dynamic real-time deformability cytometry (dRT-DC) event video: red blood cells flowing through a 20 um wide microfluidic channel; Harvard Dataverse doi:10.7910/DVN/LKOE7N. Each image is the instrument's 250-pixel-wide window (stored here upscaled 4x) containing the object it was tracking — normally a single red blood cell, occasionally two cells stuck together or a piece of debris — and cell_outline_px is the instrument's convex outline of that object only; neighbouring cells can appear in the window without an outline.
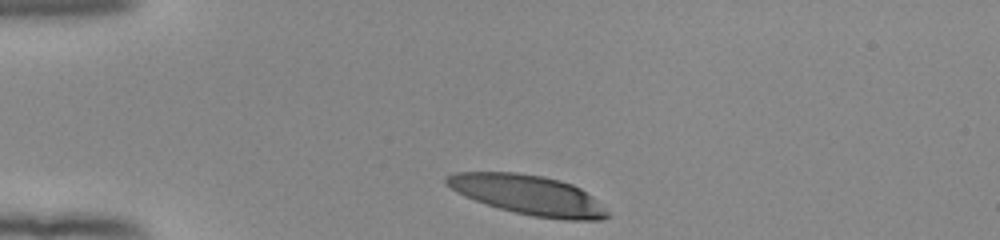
{"species": "human", "species_latin": "Homo sapiens", "temperature_condition": "room temperature", "stored_images_in_passage": 32, "camera_frame_rate_fps": 3000, "um_per_image_px": 0.085, "donor": {"sex": "female"}, "frame": {"image": 1, "passage_image": 1, "time_ms": 0.0, "image_size_px": [1000, 240], "cell_outline_px": [[608, 216], [600, 220], [564, 220], [532, 216], [500, 208], [464, 196], [456, 192], [444, 184], [444, 176], [456, 172], [516, 172], [544, 176], [560, 180], [572, 184], [580, 188], [592, 196], [608, 212]], "centroid_in_image_um": [44.86, 16.55], "position_along_channel_um": 40.1, "area_um2": 37.11}}
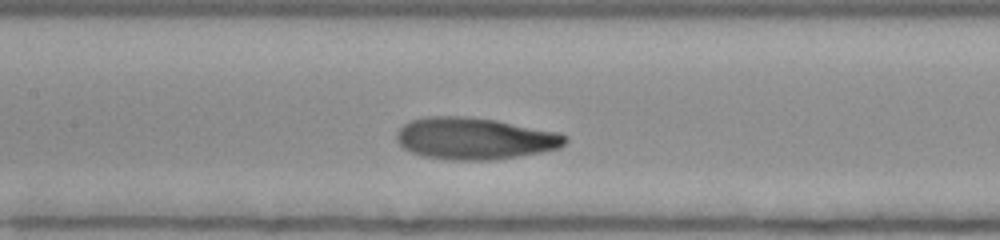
{"frame": {"image": 2, "passage_image": 14, "time_ms": 4.333, "image_size_px": [1000, 240], "cell_outline_px": [[568, 140], [560, 148], [540, 152], [496, 160], [452, 160], [424, 156], [412, 152], [404, 148], [396, 140], [396, 132], [404, 124], [412, 120], [428, 116], [468, 116], [496, 120], [560, 132], [568, 136]], "centroid_in_image_um": [40.37, 11.77], "position_along_channel_um": 167.0, "area_um2": 41.27}}
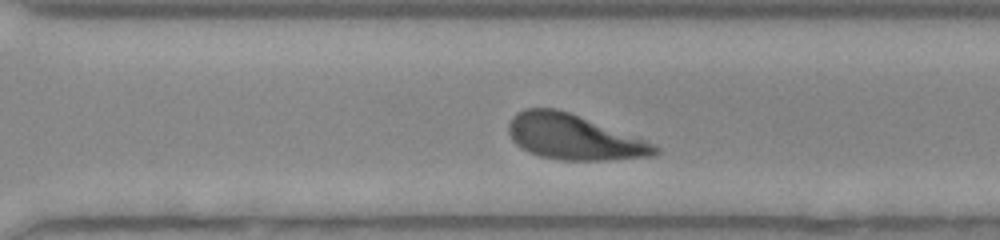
{"frame": {"image": 3, "passage_image": 26, "time_ms": 8.333, "image_size_px": [1000, 240], "cell_outline_px": [[660, 152], [656, 156], [608, 160], [560, 160], [540, 156], [528, 152], [520, 148], [512, 140], [508, 132], [508, 124], [512, 116], [516, 112], [524, 108], [556, 108], [568, 112], [644, 140], [660, 148]], "centroid_in_image_um": [48.72, 11.66], "position_along_channel_um": 321.9, "area_um2": 38.38}, "authors_computed_cell_mechanics": {"area_um2": 39.9687, "velocity_mm_per_s": 3.8849, "shape_relaxation_time_tau1_ms": 3.4767, "shape_relaxation_time_tau2_ms": 7.7578, "deformation_change_tau1": 0.1944, "deformation_change_tau2": 0.1588}}